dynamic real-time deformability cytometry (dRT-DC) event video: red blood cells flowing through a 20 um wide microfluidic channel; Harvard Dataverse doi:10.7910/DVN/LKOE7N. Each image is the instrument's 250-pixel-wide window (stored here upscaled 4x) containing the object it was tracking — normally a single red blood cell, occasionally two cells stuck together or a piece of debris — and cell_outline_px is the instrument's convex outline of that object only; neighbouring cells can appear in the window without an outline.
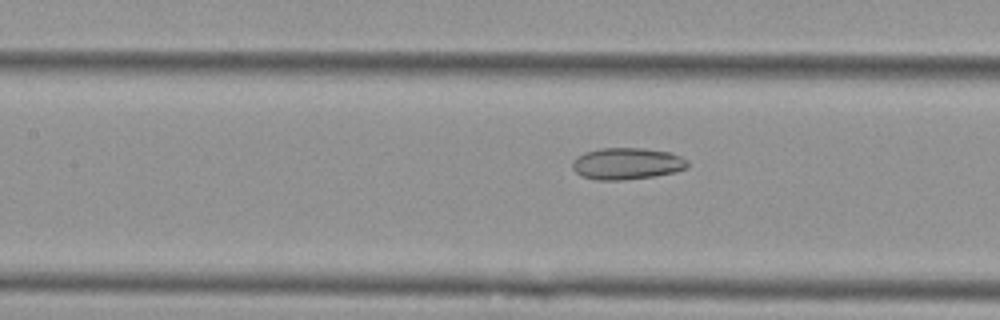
{"species": "Egyptian fruit bat (a non-hibernating species)", "species_latin": "Rousettus aegyptiacus", "temperature_condition": "cold", "stored_images_in_passage": 44, "camera_frame_rate_fps": 3000, "um_per_image_px": 0.085, "animal": {"sex": "female"}, "frame": {"image": 1, "passage_image": 13, "time_ms": 4.0, "image_size_px": [1000, 320], "cell_outline_px": [[688, 168], [676, 172], [656, 176], [624, 180], [596, 180], [580, 176], [572, 168], [572, 160], [576, 156], [584, 152], [600, 148], [644, 148], [672, 152], [688, 160]], "centroid_in_image_um": [53.29, 13.91], "position_along_channel_um": 154.1, "area_um2": 21.73}}
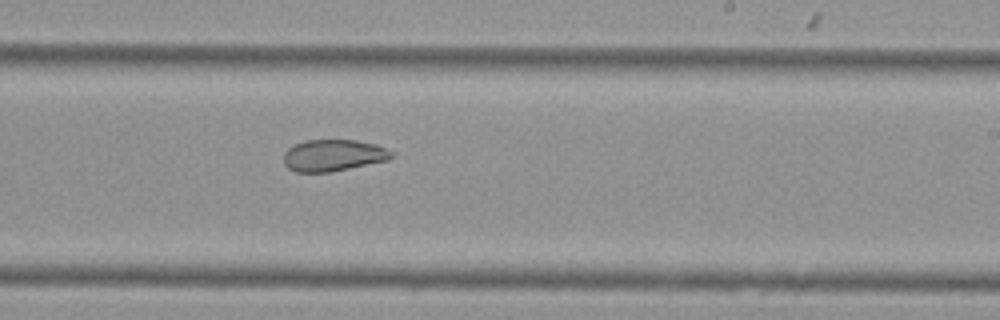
{"frame": {"image": 2, "passage_image": 22, "time_ms": 7.0, "image_size_px": [1000, 320], "cell_outline_px": [[396, 152], [388, 160], [328, 172], [296, 172], [288, 168], [284, 164], [284, 152], [288, 148], [304, 140], [356, 140], [376, 144]], "centroid_in_image_um": [28.33, 13.19], "position_along_channel_um": 260.7, "area_um2": 19.88}}
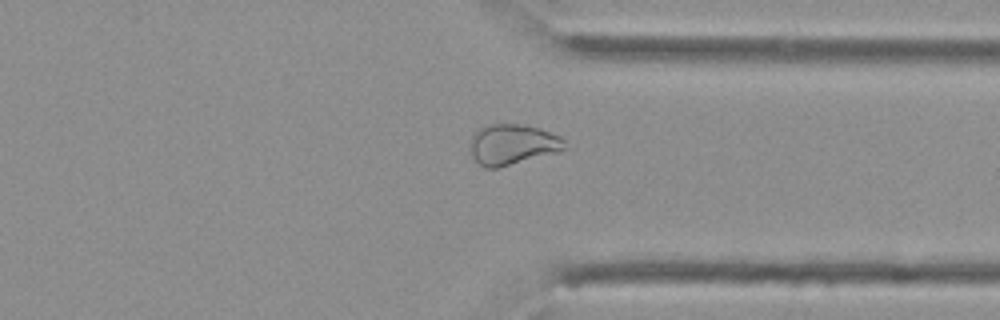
{"frame": {"image": 3, "passage_image": 31, "time_ms": 10.0, "image_size_px": [1000, 320], "cell_outline_px": [[568, 148], [556, 152], [496, 168], [484, 168], [472, 156], [472, 136], [480, 128], [492, 124], [520, 124], [540, 128], [560, 136], [564, 140]], "centroid_in_image_um": [43.6, 12.27], "position_along_channel_um": 367.8, "area_um2": 21.91}, "authors_computed_cell_mechanics": {"area_um2": 21.8195, "velocity_mm_per_s": 3.5787, "shape_relaxation_time_tau1_ms": null, "shape_relaxation_time_tau2_ms": 1.5826, "deformation_change_tau1": null, "deformation_change_tau2": 0.0646}}